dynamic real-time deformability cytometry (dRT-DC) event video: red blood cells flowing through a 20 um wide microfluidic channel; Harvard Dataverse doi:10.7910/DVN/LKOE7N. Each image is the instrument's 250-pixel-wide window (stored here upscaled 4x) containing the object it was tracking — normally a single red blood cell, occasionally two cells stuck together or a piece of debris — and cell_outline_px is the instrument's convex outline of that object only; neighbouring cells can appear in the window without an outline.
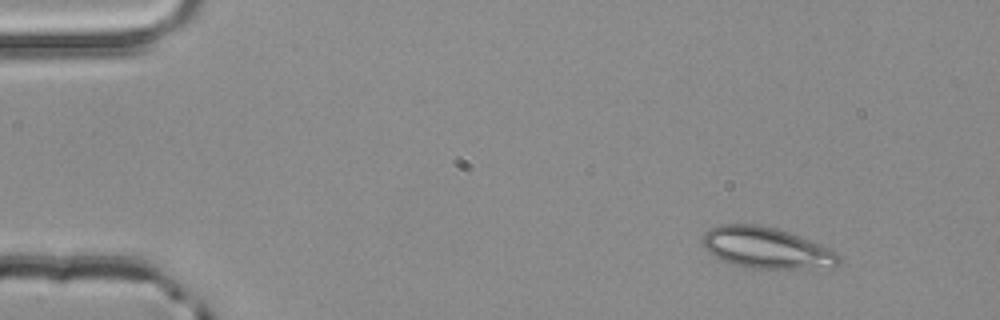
{"species": "common noctule bat (a hibernating species)", "species_latin": "Nyctalus noctula", "temperature_condition": "room temperature", "stored_images_in_passage": 3, "camera_frame_rate_fps": 3000, "um_per_image_px": 0.085, "animal": {"sex": "male", "body_mass_g": 20.4}, "frame": {"image": 1, "passage_image": 1, "time_ms": 0.0, "image_size_px": [1000, 320], "cell_outline_px": [[840, 264], [836, 268], [752, 268], [732, 264], [720, 260], [708, 252], [704, 248], [700, 240], [704, 232], [708, 228], [720, 224], [760, 224], [776, 228], [788, 232], [820, 244], [840, 252]], "centroid_in_image_um": [65.14, 21.07], "position_along_channel_um": 19.9, "area_um2": 33.23}}